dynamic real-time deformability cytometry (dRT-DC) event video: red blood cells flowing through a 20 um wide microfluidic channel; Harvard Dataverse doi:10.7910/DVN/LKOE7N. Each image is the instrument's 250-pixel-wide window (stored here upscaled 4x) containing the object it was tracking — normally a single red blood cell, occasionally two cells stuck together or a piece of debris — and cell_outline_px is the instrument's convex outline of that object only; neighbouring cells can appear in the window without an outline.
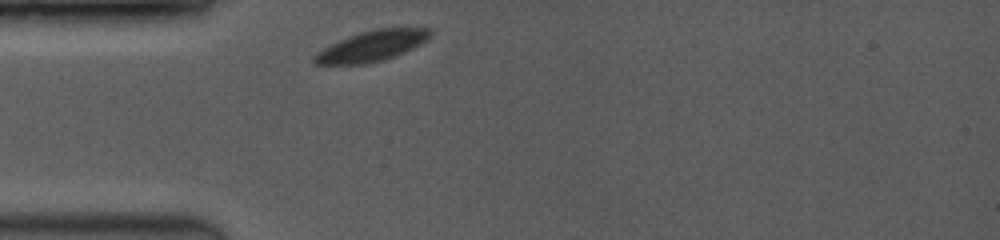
{"species": "common noctule bat (a hibernating species)", "species_latin": "Nyctalus noctula", "temperature_condition": "room temperature", "stored_images_in_passage": 6, "camera_frame_rate_fps": 3500, "um_per_image_px": 0.085, "animal": {"sex": "female", "body_mass_g": 19.0, "forearm_length_mm": 53.3}, "frame": {"image": 1, "passage_image": 1, "time_ms": 0.0, "image_size_px": [1000, 240], "cell_outline_px": [[432, 36], [420, 44], [404, 52], [380, 60], [364, 64], [316, 64], [312, 60], [312, 56], [316, 52], [348, 36], [372, 28], [428, 28], [432, 32]], "centroid_in_image_um": [31.59, 3.89], "position_along_channel_um": 53.4, "area_um2": 20.4}}
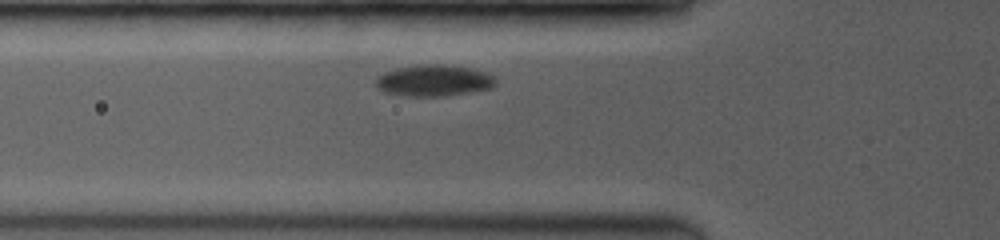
{"frame": {"image": 2, "passage_image": 5, "time_ms": 1.143, "image_size_px": [1000, 240], "cell_outline_px": [[496, 84], [488, 88], [468, 92], [444, 96], [408, 96], [384, 92], [376, 88], [376, 76], [384, 72], [396, 68], [424, 64], [444, 64], [468, 68], [488, 72], [496, 80]], "centroid_in_image_um": [36.83, 6.84], "position_along_channel_um": 89.0, "area_um2": 21.85}}